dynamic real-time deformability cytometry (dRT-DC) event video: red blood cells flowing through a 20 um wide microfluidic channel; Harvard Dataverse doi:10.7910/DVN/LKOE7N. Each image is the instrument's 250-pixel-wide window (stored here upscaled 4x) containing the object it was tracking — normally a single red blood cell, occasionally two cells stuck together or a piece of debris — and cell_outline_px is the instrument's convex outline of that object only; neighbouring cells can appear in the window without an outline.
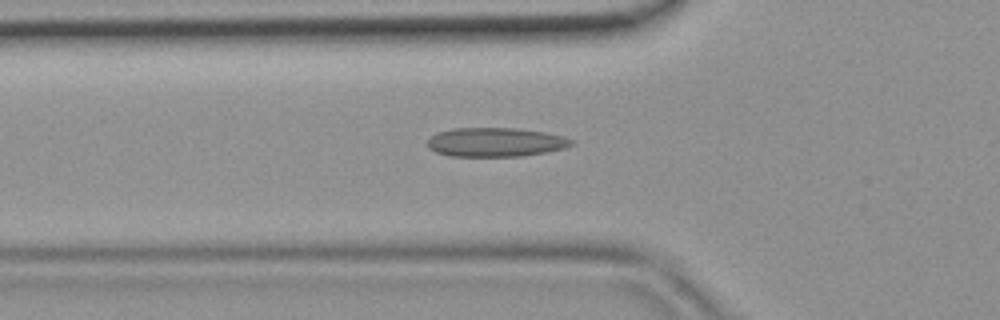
{"species": "common noctule bat (a hibernating species)", "species_latin": "Nyctalus noctula", "temperature_condition": "room temperature", "stored_images_in_passage": 32, "camera_frame_rate_fps": 3000, "um_per_image_px": 0.085, "animal": {"sex": "female", "body_mass_g": 19.9}, "frame": {"image": 1, "passage_image": 6, "time_ms": 1.667, "image_size_px": [1000, 320], "cell_outline_px": [[572, 144], [564, 148], [548, 152], [524, 156], [452, 156], [436, 152], [428, 148], [428, 140], [436, 132], [452, 128], [516, 128], [544, 132], [564, 136], [572, 140]], "centroid_in_image_um": [42.11, 12.08], "position_along_channel_um": 83.7, "area_um2": 24.39}}
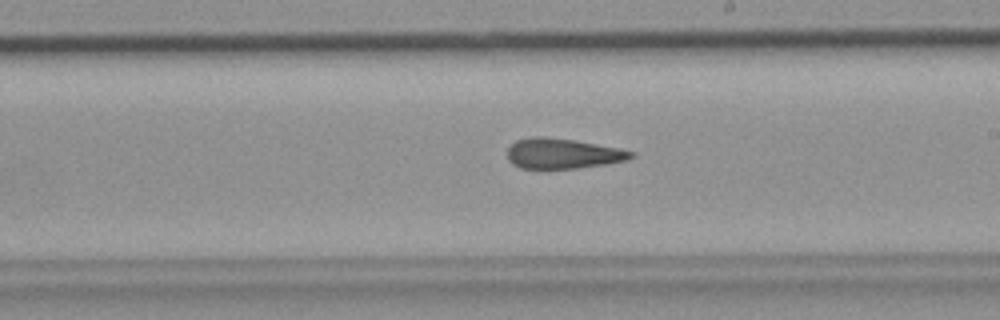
{"frame": {"image": 2, "passage_image": 17, "time_ms": 5.333, "image_size_px": [1000, 320], "cell_outline_px": [[636, 156], [628, 160], [608, 164], [576, 168], [520, 168], [512, 164], [508, 160], [508, 148], [516, 140], [532, 136], [544, 136], [572, 140], [620, 148], [636, 152]], "centroid_in_image_um": [47.86, 13.05], "position_along_channel_um": 241.1, "area_um2": 21.91}}
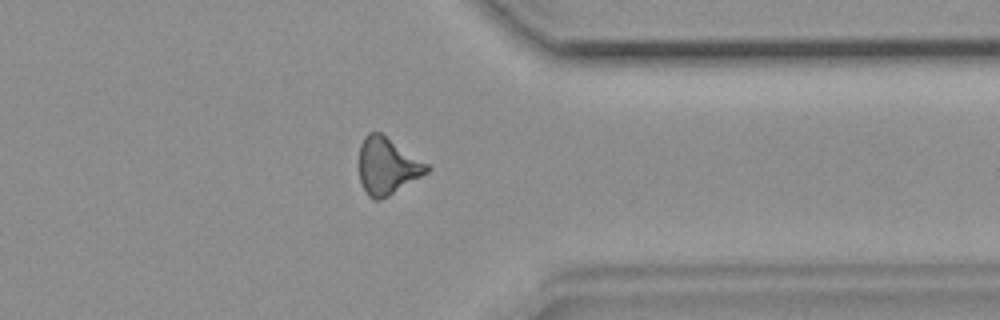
{"frame": {"image": 3, "passage_image": 27, "time_ms": 8.667, "image_size_px": [1000, 320], "cell_outline_px": [[432, 168], [428, 172], [388, 196], [380, 200], [372, 200], [368, 196], [360, 180], [360, 144], [364, 136], [368, 132], [380, 132], [432, 164]], "centroid_in_image_um": [32.97, 14.09], "position_along_channel_um": 378.4, "area_um2": 22.72}}